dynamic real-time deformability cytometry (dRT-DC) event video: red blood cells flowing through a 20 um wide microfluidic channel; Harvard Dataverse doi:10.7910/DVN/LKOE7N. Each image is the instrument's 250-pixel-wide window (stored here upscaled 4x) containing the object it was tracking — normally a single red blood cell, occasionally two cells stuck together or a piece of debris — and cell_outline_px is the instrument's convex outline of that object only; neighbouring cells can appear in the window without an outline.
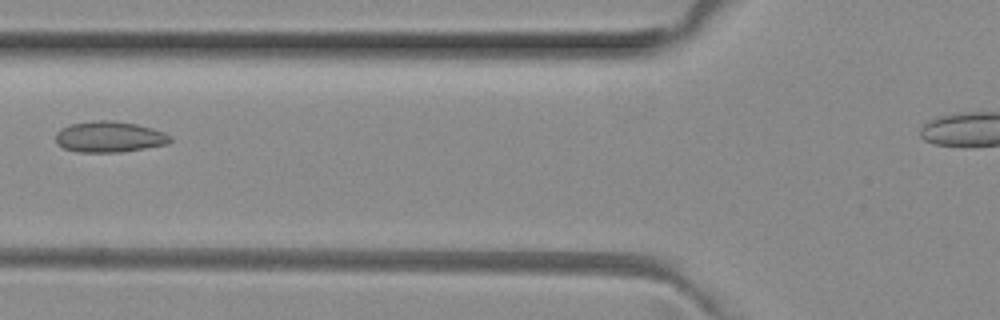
{"species": "common noctule bat (a hibernating species)", "species_latin": "Nyctalus noctula", "temperature_condition": "room temperature", "stored_images_in_passage": 3, "camera_frame_rate_fps": 3000, "um_per_image_px": 0.085, "animal": {"sex": "female", "body_mass_g": 29.2, "forearm_length_mm": 56.3}, "frame": {"image": 1, "passage_image": 3, "time_ms": 0.667, "image_size_px": [1000, 320], "cell_outline_px": [[172, 140], [168, 144], [120, 152], [76, 152], [64, 148], [56, 144], [56, 132], [60, 128], [72, 124], [96, 120], [108, 120], [136, 124], [152, 128], [164, 132], [172, 136]], "centroid_in_image_um": [9.29, 11.63], "position_along_channel_um": 116.5, "area_um2": 20.69}}